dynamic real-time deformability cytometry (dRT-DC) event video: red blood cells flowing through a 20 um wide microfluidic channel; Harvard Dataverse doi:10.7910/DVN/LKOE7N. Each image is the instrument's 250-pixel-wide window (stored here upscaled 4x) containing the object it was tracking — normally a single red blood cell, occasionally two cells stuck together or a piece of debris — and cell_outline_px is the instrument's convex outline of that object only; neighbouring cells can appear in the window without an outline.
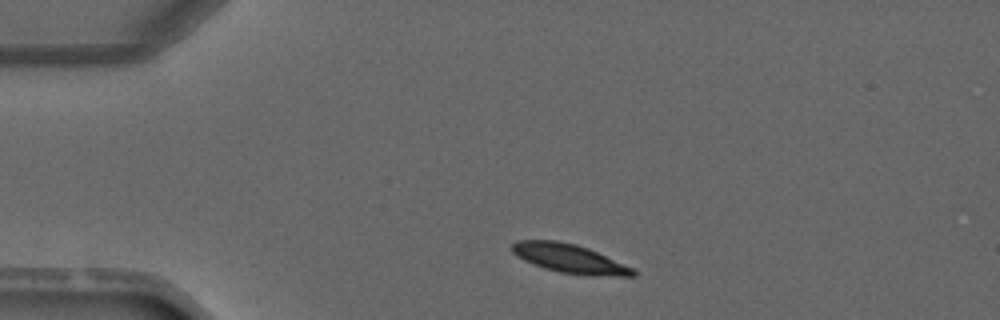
{"species": "common noctule bat (a hibernating species)", "species_latin": "Nyctalus noctula", "temperature_condition": "warm", "stored_images_in_passage": 1, "camera_frame_rate_fps": 3000, "um_per_image_px": 0.085, "animal": {"sex": "male", "forearm_length_mm": 52.5}, "frame": {"image": 1, "passage_image": 1, "time_ms": 0.0, "image_size_px": [1000, 320], "cell_outline_px": [[636, 276], [592, 276], [560, 272], [544, 268], [532, 264], [516, 256], [512, 252], [512, 244], [516, 240], [556, 240], [576, 244], [588, 248], [632, 268], [636, 272]], "centroid_in_image_um": [48.37, 21.97], "position_along_channel_um": 36.6, "area_um2": 20.29}}